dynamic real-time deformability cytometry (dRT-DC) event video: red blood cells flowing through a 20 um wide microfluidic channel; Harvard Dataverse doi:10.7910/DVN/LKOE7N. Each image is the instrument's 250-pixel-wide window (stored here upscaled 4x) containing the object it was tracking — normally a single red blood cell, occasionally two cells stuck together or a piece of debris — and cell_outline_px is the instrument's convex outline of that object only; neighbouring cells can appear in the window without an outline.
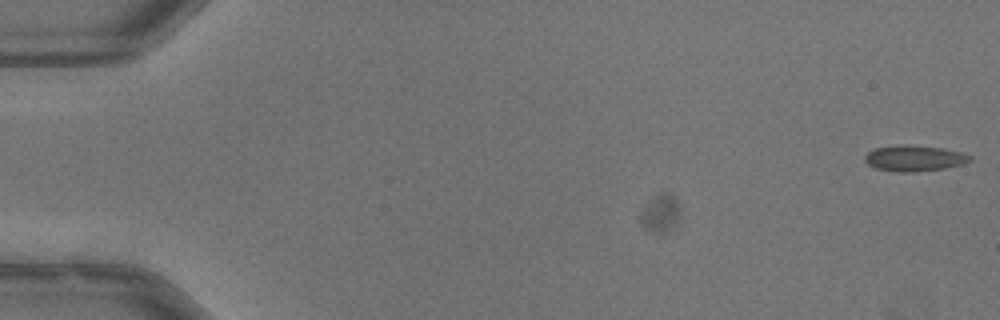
{"species": "common noctule bat (a hibernating species)", "species_latin": "Nyctalus noctula", "temperature_condition": "warm", "stored_images_in_passage": 52, "camera_frame_rate_fps": 3000, "um_per_image_px": 0.085, "animal": {"sex": "male", "body_mass_g": 13.3}, "frame": {"image": 1, "passage_image": 1, "time_ms": 0.0, "image_size_px": [1000, 320], "cell_outline_px": [[972, 160], [964, 164], [944, 168], [908, 172], [896, 172], [876, 168], [868, 164], [864, 160], [864, 156], [868, 152], [876, 148], [944, 148], [960, 152], [972, 156]], "centroid_in_image_um": [77.76, 13.51], "position_along_channel_um": 7.2, "area_um2": 14.8}}
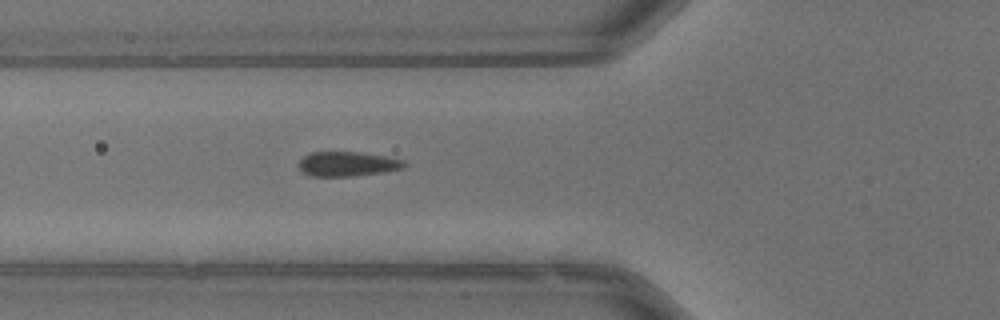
{"frame": {"image": 2, "passage_image": 20, "time_ms": 6.333, "image_size_px": [1000, 320], "cell_outline_px": [[404, 164], [400, 168], [380, 172], [352, 176], [312, 176], [304, 172], [300, 168], [300, 160], [304, 156], [312, 152], [356, 152], [404, 160]], "centroid_in_image_um": [29.46, 13.93], "position_along_channel_um": 96.3, "area_um2": 14.51}}
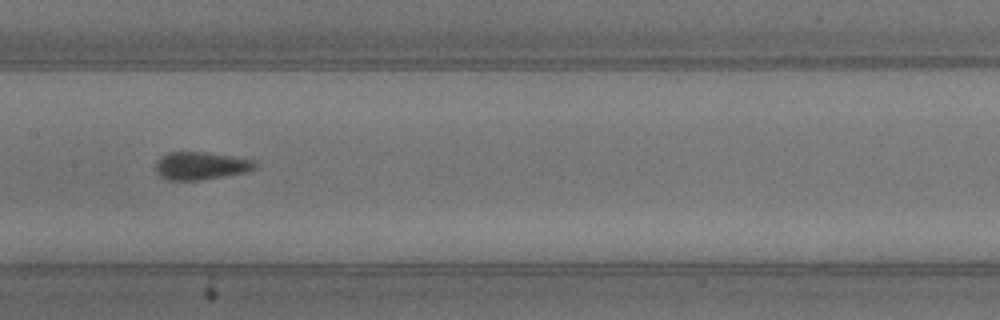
{"frame": {"image": 3, "passage_image": 27, "time_ms": 8.667, "image_size_px": [1000, 320], "cell_outline_px": [[256, 168], [248, 172], [200, 180], [168, 180], [160, 176], [156, 172], [156, 164], [160, 156], [168, 152], [204, 152], [232, 156], [256, 160]], "centroid_in_image_um": [17.09, 14.09], "position_along_channel_um": 190.3, "area_um2": 16.18}, "authors_computed_cell_mechanics": {"area_um2": 15.1725, "velocity_mm_per_s": 3.9948, "shape_relaxation_time_tau1_ms": 5.4786, "shape_relaxation_time_tau2_ms": null, "deformation_change_tau1": 0.1252, "deformation_change_tau2": null}}